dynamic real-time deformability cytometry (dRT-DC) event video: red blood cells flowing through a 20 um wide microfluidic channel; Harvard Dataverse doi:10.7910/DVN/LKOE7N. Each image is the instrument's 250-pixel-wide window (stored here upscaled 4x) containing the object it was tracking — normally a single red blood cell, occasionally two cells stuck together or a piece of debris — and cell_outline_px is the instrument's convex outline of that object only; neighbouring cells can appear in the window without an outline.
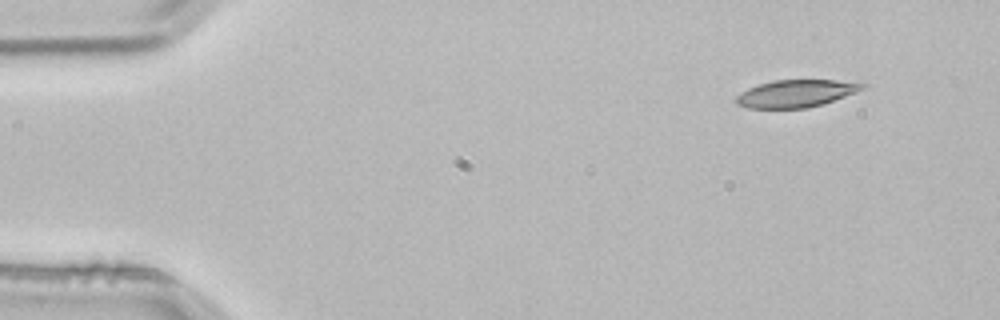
{"species": "common noctule bat (a hibernating species)", "species_latin": "Nyctalus noctula", "temperature_condition": "room temperature", "stored_images_in_passage": 3, "camera_frame_rate_fps": 3000, "um_per_image_px": 0.085, "animal": {"sex": "male", "body_mass_g": 21.5, "forearm_length_mm": 52.0}, "frame": {"image": 1, "passage_image": 1, "time_ms": 0.0, "image_size_px": [1000, 320], "cell_outline_px": [[868, 84], [864, 88], [856, 92], [824, 104], [808, 108], [748, 108], [736, 104], [736, 96], [740, 92], [748, 88], [760, 84], [776, 80], [836, 80]], "centroid_in_image_um": [67.66, 7.95], "position_along_channel_um": 17.3, "area_um2": 20.11}}
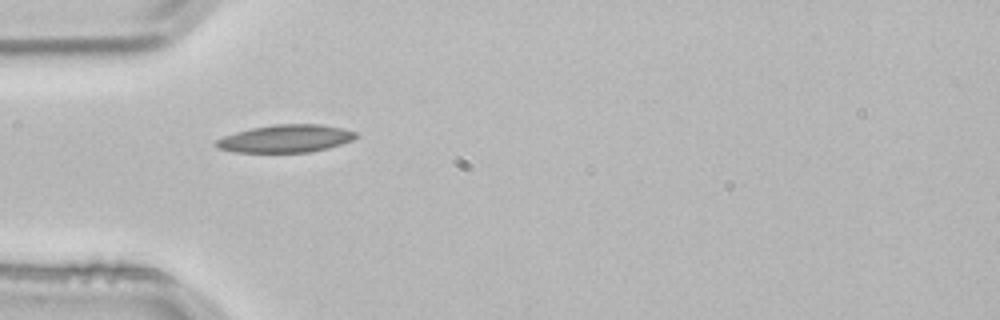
{"frame": {"image": 2, "passage_image": 3, "time_ms": 0.667, "image_size_px": [1000, 320], "cell_outline_px": [[360, 136], [352, 140], [328, 148], [308, 152], [236, 152], [216, 148], [212, 144], [216, 140], [224, 136], [236, 132], [252, 128], [272, 124], [320, 124], [340, 128], [356, 132]], "centroid_in_image_um": [24.26, 11.78], "position_along_channel_um": 60.7, "area_um2": 22.54}}